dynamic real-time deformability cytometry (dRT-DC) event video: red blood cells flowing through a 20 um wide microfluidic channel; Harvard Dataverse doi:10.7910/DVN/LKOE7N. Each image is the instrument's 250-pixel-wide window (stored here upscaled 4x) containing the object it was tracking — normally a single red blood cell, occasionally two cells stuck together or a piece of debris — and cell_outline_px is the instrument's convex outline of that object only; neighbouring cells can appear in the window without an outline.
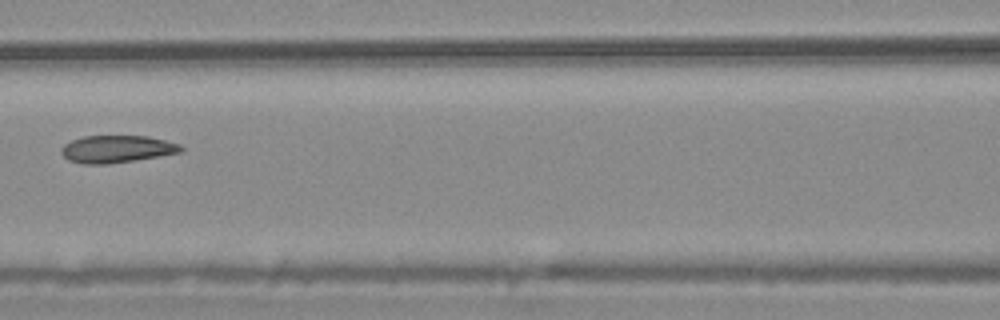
{"species": "common noctule bat (a hibernating species)", "species_latin": "Nyctalus noctula", "temperature_condition": "warm", "stored_images_in_passage": 3, "camera_frame_rate_fps": 3000, "um_per_image_px": 0.085, "animal": {"sex": "male", "body_mass_g": 20.4}, "frame": {"image": 1, "passage_image": 3, "time_ms": 0.667, "image_size_px": [1000, 320], "cell_outline_px": [[184, 148], [180, 152], [160, 156], [108, 164], [84, 164], [68, 160], [60, 152], [60, 148], [64, 144], [72, 140], [84, 136], [148, 136], [180, 144]], "centroid_in_image_um": [9.9, 12.67], "position_along_channel_um": 156.7, "area_um2": 19.02}}